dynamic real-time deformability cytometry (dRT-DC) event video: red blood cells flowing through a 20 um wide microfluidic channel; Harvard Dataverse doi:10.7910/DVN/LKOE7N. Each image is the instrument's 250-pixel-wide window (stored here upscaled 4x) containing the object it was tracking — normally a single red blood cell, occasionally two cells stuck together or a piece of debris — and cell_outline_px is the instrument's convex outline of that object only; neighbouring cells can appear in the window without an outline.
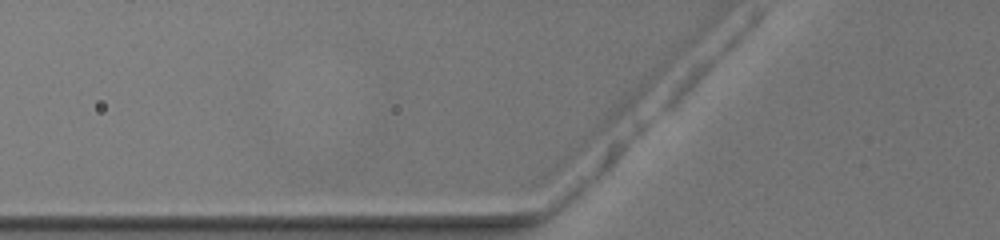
{"species": "common noctule bat (a hibernating species)", "species_latin": "Nyctalus noctula", "temperature_condition": "warm", "stored_images_in_passage": 3, "camera_frame_rate_fps": 3000, "um_per_image_px": 0.085, "animal": {"sex": "female", "body_mass_g": 19.5, "forearm_length_mm": 54.1}, "frame": {"image": 1, "passage_image": 3, "time_ms": 0.667, "image_size_px": [1000, 240], "cell_outline_px": [[664, 72], [604, 136], [564, 176], [548, 180], [544, 176], [544, 168], [656, 68], [664, 68]], "centroid_in_image_um": [50.84, 11.04], "position_along_channel_um": 75.0, "area_um2": 16.47}}